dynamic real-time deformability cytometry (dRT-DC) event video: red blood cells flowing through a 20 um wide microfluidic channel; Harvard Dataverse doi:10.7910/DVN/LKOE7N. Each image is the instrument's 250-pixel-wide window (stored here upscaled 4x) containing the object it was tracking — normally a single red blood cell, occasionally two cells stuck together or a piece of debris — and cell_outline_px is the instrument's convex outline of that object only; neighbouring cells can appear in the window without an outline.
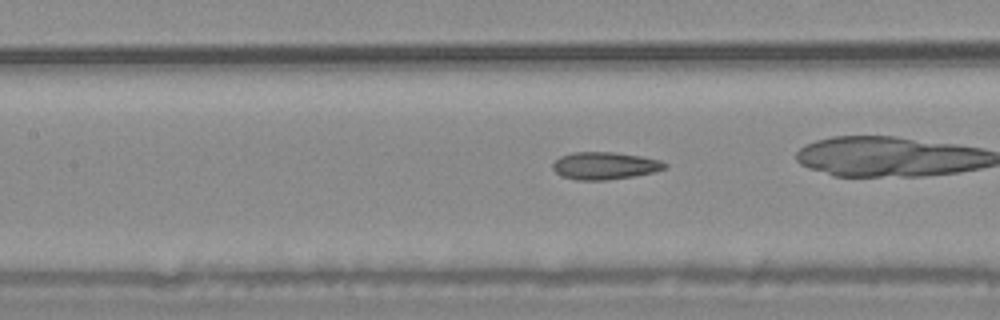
{"species": "common noctule bat (a hibernating species)", "species_latin": "Nyctalus noctula", "temperature_condition": "warm", "stored_images_in_passage": 36, "camera_frame_rate_fps": 3000, "um_per_image_px": 0.085, "animal": {"sex": "male", "body_mass_g": 20.4}, "frame": {"image": 1, "passage_image": 11, "time_ms": 3.333, "image_size_px": [1000, 320], "cell_outline_px": [[668, 164], [664, 168], [652, 172], [632, 176], [604, 180], [576, 180], [560, 176], [552, 168], [552, 164], [560, 156], [572, 152], [616, 152], [640, 156], [660, 160]], "centroid_in_image_um": [51.35, 14.08], "position_along_channel_um": 156.0, "area_um2": 17.8}, "authors_computed_cell_mechanics": {"area_um2": 17.0799, "velocity_mm_per_s": 3.7572, "shape_relaxation_time_tau1_ms": null, "shape_relaxation_time_tau2_ms": 3.7521, "deformation_change_tau1": null, "deformation_change_tau2": 0.1244}}